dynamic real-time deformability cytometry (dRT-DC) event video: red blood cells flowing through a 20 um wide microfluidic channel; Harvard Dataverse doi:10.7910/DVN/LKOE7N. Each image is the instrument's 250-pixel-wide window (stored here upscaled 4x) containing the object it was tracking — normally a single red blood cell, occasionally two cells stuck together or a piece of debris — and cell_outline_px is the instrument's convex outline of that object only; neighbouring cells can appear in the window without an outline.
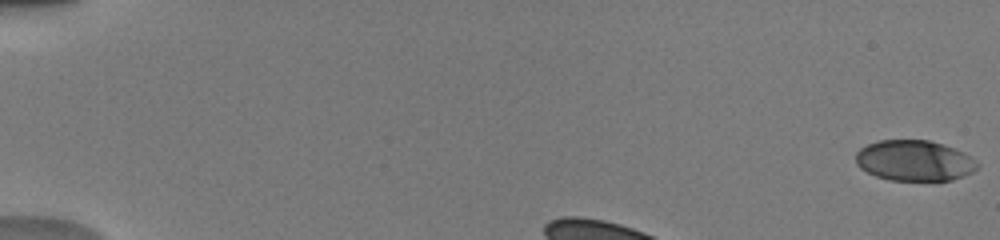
{"species": "human", "species_latin": "Homo sapiens", "temperature_condition": "warm", "stored_images_in_passage": 45, "camera_frame_rate_fps": 3000, "um_per_image_px": 0.085, "donor": {"sex": "male"}, "frame": {"image": 1, "passage_image": 1, "time_ms": 0.0, "image_size_px": [1000, 240], "cell_outline_px": [[980, 164], [972, 172], [952, 180], [888, 180], [876, 176], [860, 168], [856, 164], [856, 152], [860, 148], [868, 144], [880, 140], [928, 140], [964, 152]], "centroid_in_image_um": [77.7, 13.65], "position_along_channel_um": 7.3, "area_um2": 28.61}}
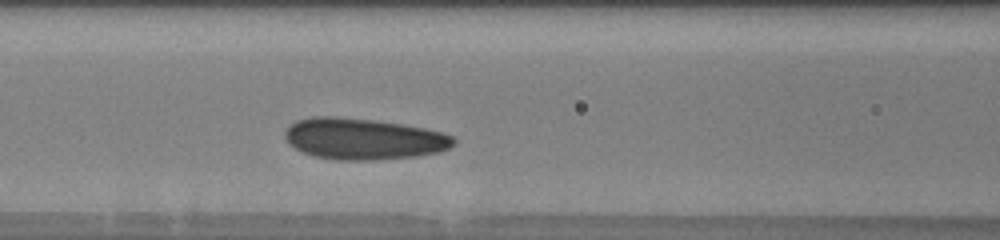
{"frame": {"image": 2, "passage_image": 13, "time_ms": 4.667, "image_size_px": [1000, 240], "cell_outline_px": [[456, 140], [448, 148], [440, 152], [416, 156], [372, 160], [336, 160], [312, 156], [300, 152], [288, 144], [284, 136], [284, 132], [296, 120], [312, 116], [336, 116], [372, 120], [404, 124], [444, 132], [452, 136]], "centroid_in_image_um": [30.85, 11.8], "position_along_channel_um": 135.7, "area_um2": 40.86}}
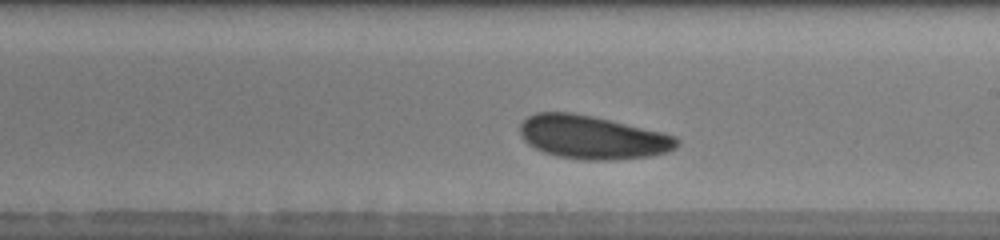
{"frame": {"image": 3, "passage_image": 27, "time_ms": 7.333, "image_size_px": [1000, 240], "cell_outline_px": [[680, 144], [676, 148], [668, 152], [652, 156], [608, 160], [584, 160], [560, 156], [544, 152], [528, 144], [524, 140], [520, 132], [520, 124], [528, 116], [536, 112], [572, 112], [592, 116], [660, 132], [676, 136], [680, 140]], "centroid_in_image_um": [50.37, 11.67], "position_along_channel_um": 238.6, "area_um2": 39.48}}